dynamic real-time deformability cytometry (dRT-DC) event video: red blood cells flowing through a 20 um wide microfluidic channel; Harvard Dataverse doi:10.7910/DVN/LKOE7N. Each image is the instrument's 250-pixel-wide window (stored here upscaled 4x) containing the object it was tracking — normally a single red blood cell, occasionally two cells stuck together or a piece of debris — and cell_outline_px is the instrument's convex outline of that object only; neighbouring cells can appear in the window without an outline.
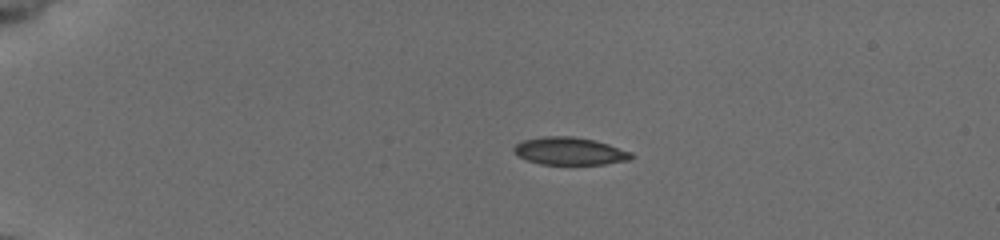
{"species": "common noctule bat (a hibernating species)", "species_latin": "Nyctalus noctula", "temperature_condition": "cold", "stored_images_in_passage": 42, "camera_frame_rate_fps": 3000, "um_per_image_px": 0.085, "animal": {"sex": "female", "body_mass_g": 19.5, "forearm_length_mm": 54.1}, "frame": {"image": 1, "passage_image": 1, "time_ms": 0.0, "image_size_px": [1000, 240], "cell_outline_px": [[632, 156], [628, 160], [604, 164], [540, 164], [516, 156], [512, 152], [512, 148], [516, 144], [524, 140], [544, 136], [572, 136], [596, 140], [632, 152]], "centroid_in_image_um": [48.38, 12.84], "position_along_channel_um": 36.6, "area_um2": 18.9}}
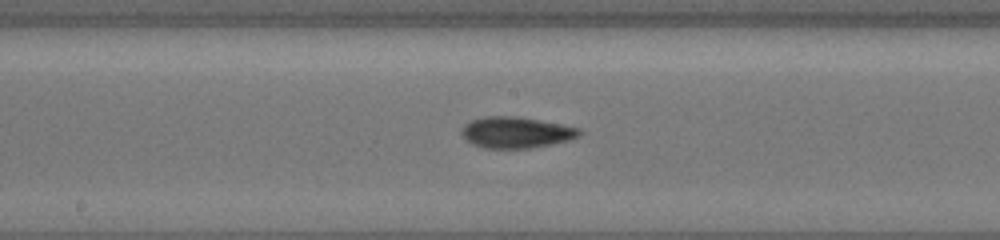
{"frame": {"image": 2, "passage_image": 19, "time_ms": 6.0, "image_size_px": [1000, 240], "cell_outline_px": [[584, 132], [580, 136], [572, 140], [532, 148], [484, 148], [472, 144], [464, 140], [460, 132], [464, 124], [472, 120], [484, 116], [516, 116], [560, 124], [580, 128]], "centroid_in_image_um": [43.87, 11.26], "position_along_channel_um": 204.3, "area_um2": 21.68}}
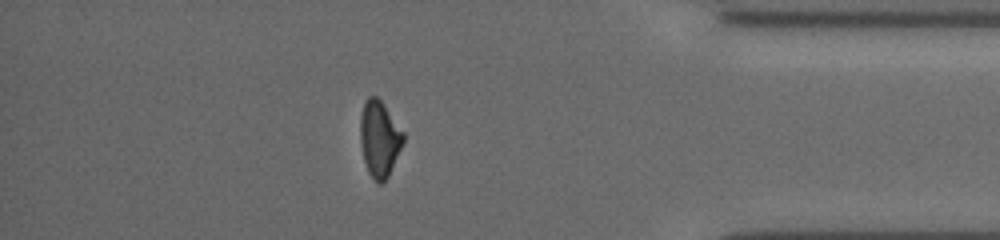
{"frame": {"image": 3, "passage_image": 36, "time_ms": 11.667, "image_size_px": [1000, 240], "cell_outline_px": [[404, 140], [388, 176], [380, 184], [376, 184], [368, 172], [364, 160], [360, 144], [360, 116], [364, 100], [368, 96], [376, 96], [380, 100], [404, 132]], "centroid_in_image_um": [32.22, 11.79], "position_along_channel_um": 403.0, "area_um2": 19.02}, "authors_computed_cell_mechanics": {"area_um2": 19.8543, "velocity_mm_per_s": 3.9406, "shape_relaxation_time_tau1_ms": 6.4276, "shape_relaxation_time_tau2_ms": 3.0821, "deformation_change_tau1": 0.1519, "deformation_change_tau2": 0.0847}}